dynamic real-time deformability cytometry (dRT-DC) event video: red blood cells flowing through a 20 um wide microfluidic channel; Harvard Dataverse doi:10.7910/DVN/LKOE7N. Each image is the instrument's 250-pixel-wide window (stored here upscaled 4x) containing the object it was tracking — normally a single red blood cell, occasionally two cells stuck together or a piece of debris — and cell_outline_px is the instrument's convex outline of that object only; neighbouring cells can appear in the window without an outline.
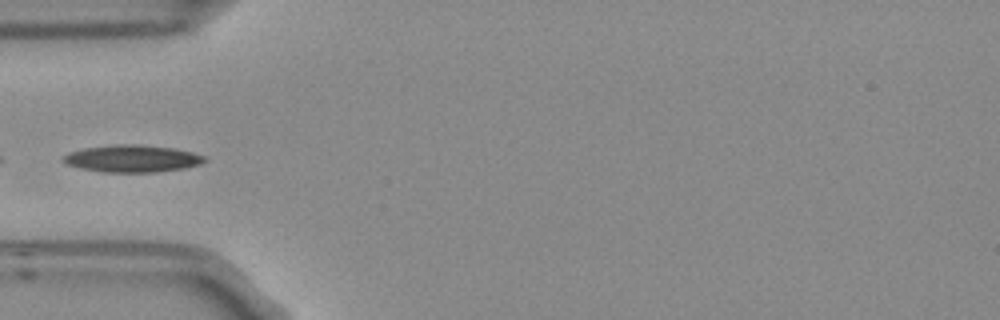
{"species": "Egyptian fruit bat (a non-hibernating species)", "species_latin": "Rousettus aegyptiacus", "temperature_condition": "room temperature", "stored_images_in_passage": 4, "camera_frame_rate_fps": 3000, "um_per_image_px": 0.085, "frame": {"image": 1, "passage_image": 3, "time_ms": 0.667, "image_size_px": [1000, 320], "cell_outline_px": [[208, 160], [200, 164], [184, 168], [156, 172], [100, 172], [80, 168], [68, 164], [60, 160], [68, 152], [84, 148], [116, 144], [140, 144], [172, 148], [192, 152], [204, 156]], "centroid_in_image_um": [11.22, 13.48], "position_along_channel_um": 73.8, "area_um2": 22.43}}